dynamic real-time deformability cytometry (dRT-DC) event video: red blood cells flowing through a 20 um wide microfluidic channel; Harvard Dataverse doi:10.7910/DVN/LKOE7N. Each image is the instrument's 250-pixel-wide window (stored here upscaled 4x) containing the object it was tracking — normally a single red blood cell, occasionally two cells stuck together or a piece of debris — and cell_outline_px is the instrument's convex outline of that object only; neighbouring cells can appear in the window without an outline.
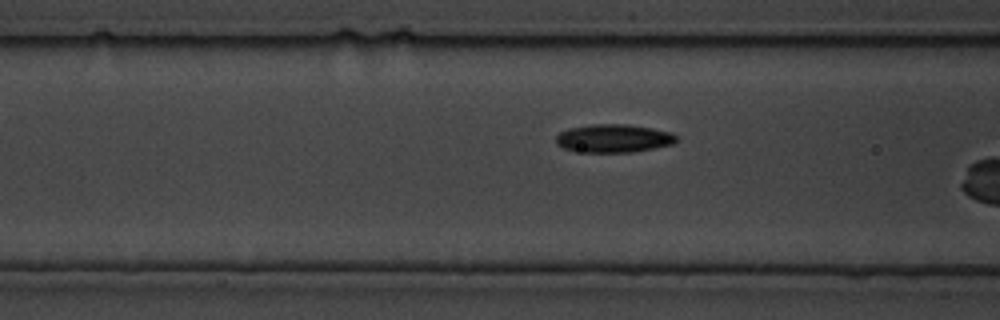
{"species": "common noctule bat (a hibernating species)", "species_latin": "Nyctalus noctula", "temperature_condition": "cold", "stored_images_in_passage": 23, "camera_frame_rate_fps": 3000, "um_per_image_px": 0.085, "animal": {"sex": "male", "body_mass_g": 19.5, "forearm_length_mm": 54.6}, "frame": {"image": 1, "passage_image": 20, "time_ms": 6.333, "image_size_px": [1000, 320], "cell_outline_px": [[676, 140], [672, 144], [632, 152], [584, 152], [564, 148], [556, 144], [556, 136], [560, 132], [568, 128], [592, 124], [624, 124], [652, 128], [672, 132], [676, 136]], "centroid_in_image_um": [52.13, 11.75], "position_along_channel_um": 114.5, "area_um2": 19.65}}